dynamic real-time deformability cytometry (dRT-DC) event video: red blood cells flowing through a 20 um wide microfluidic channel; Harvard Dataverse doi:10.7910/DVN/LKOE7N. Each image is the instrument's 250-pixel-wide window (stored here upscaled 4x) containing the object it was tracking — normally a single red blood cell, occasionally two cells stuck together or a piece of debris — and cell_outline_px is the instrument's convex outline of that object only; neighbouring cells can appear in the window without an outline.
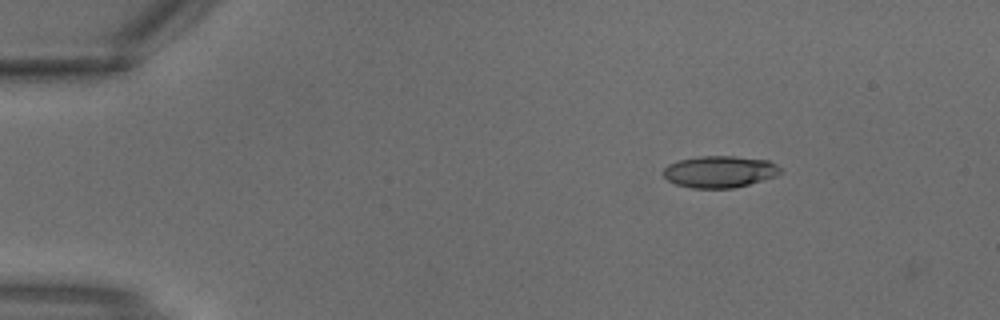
{"species": "common noctule bat (a hibernating species)", "species_latin": "Nyctalus noctula", "temperature_condition": "warm", "stored_images_in_passage": 2, "camera_frame_rate_fps": 3000, "um_per_image_px": 0.085, "animal": {"sex": "male", "body_mass_g": 18.8}, "frame": {"image": 1, "passage_image": 1, "time_ms": 0.0, "image_size_px": [1000, 320], "cell_outline_px": [[784, 172], [776, 176], [748, 184], [732, 188], [692, 188], [676, 184], [668, 180], [664, 176], [664, 168], [668, 164], [680, 160], [700, 156], [732, 156], [768, 160], [776, 164]], "centroid_in_image_um": [61.19, 14.59], "position_along_channel_um": 23.8, "area_um2": 21.56}}